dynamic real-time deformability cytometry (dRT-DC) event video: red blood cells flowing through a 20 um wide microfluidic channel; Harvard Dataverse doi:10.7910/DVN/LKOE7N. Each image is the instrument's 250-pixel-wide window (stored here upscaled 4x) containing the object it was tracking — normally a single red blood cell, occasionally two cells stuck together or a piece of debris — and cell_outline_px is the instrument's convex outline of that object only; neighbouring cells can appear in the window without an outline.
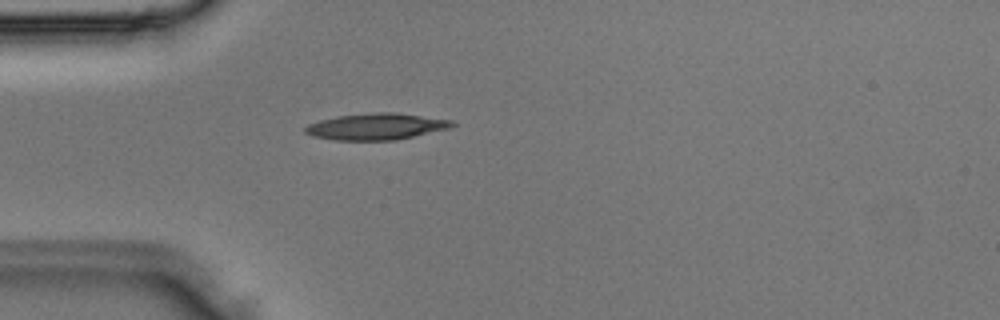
{"species": "Egyptian fruit bat (a non-hibernating species)", "species_latin": "Rousettus aegyptiacus", "temperature_condition": "room temperature", "stored_images_in_passage": 3, "camera_frame_rate_fps": 3000, "um_per_image_px": 0.085, "animal": {"sex": "male"}, "frame": {"image": 1, "passage_image": 3, "time_ms": 0.667, "image_size_px": [1000, 320], "cell_outline_px": [[456, 124], [452, 128], [396, 140], [336, 140], [312, 136], [304, 132], [304, 128], [308, 124], [320, 120], [336, 116], [372, 112], [396, 112], [452, 120]], "centroid_in_image_um": [32.0, 10.75], "position_along_channel_um": 53.0, "area_um2": 22.83}}